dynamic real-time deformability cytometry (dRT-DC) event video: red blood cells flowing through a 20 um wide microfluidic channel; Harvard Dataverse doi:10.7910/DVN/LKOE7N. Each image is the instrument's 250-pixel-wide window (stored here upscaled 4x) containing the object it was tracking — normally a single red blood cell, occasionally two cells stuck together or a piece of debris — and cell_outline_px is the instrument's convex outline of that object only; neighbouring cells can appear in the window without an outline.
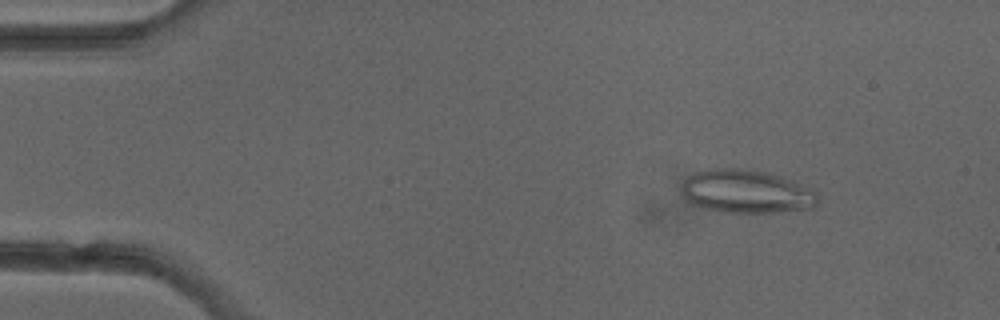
{"species": "common noctule bat (a hibernating species)", "species_latin": "Nyctalus noctula", "temperature_condition": "cold", "stored_images_in_passage": 4, "camera_frame_rate_fps": 3000, "um_per_image_px": 0.085, "animal": {"sex": "female"}, "frame": {"image": 1, "passage_image": 2, "time_ms": 1.0, "image_size_px": [1000, 320], "cell_outline_px": [[816, 204], [812, 208], [776, 212], [724, 212], [704, 208], [692, 204], [680, 192], [680, 184], [688, 176], [696, 172], [708, 168], [736, 168], [764, 172], [780, 176], [816, 192]], "centroid_in_image_um": [63.35, 16.28], "position_along_channel_um": 21.7, "area_um2": 34.04}}